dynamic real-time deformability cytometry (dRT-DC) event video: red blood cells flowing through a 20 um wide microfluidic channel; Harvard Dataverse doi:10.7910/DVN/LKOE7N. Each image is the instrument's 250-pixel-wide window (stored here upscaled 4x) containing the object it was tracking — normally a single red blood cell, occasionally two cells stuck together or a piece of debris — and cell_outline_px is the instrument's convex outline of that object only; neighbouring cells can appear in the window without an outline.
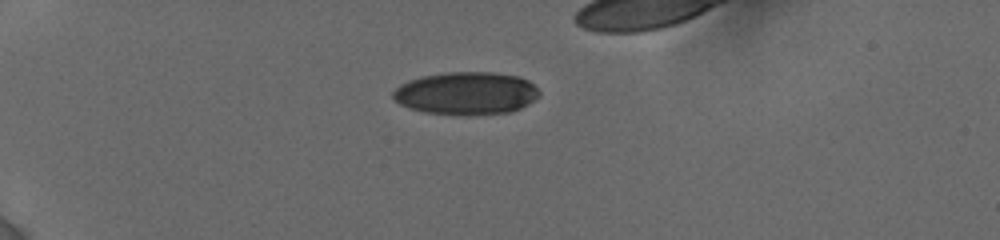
{"species": "human", "species_latin": "Homo sapiens", "temperature_condition": "cold", "stored_images_in_passage": 35, "camera_frame_rate_fps": 3000, "um_per_image_px": 0.085, "donor": {"sex": "female"}, "frame": {"image": 1, "passage_image": 1, "time_ms": 0.0, "image_size_px": [1000, 240], "cell_outline_px": [[540, 92], [532, 100], [520, 108], [508, 112], [468, 116], [424, 112], [400, 104], [392, 96], [392, 92], [400, 84], [408, 80], [424, 76], [448, 72], [492, 72], [516, 76], [528, 80]], "centroid_in_image_um": [39.6, 7.93], "position_along_channel_um": 45.4, "area_um2": 36.18}}
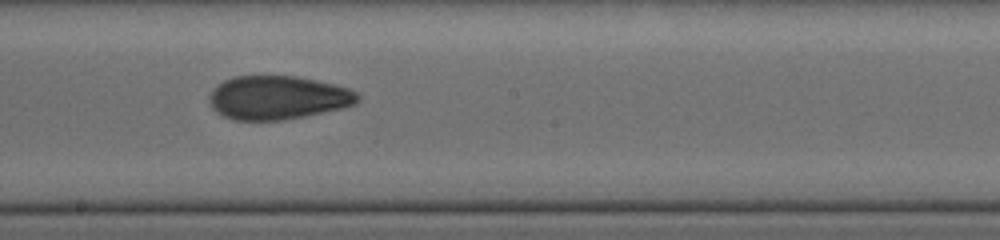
{"frame": {"image": 2, "passage_image": 23, "time_ms": 6.0, "image_size_px": [1000, 240], "cell_outline_px": [[360, 100], [356, 104], [344, 108], [284, 120], [232, 120], [216, 112], [212, 108], [208, 100], [208, 96], [212, 88], [224, 80], [236, 76], [296, 76], [316, 80], [348, 88], [356, 92], [360, 96]], "centroid_in_image_um": [23.59, 8.3], "position_along_channel_um": 224.6, "area_um2": 37.97}}
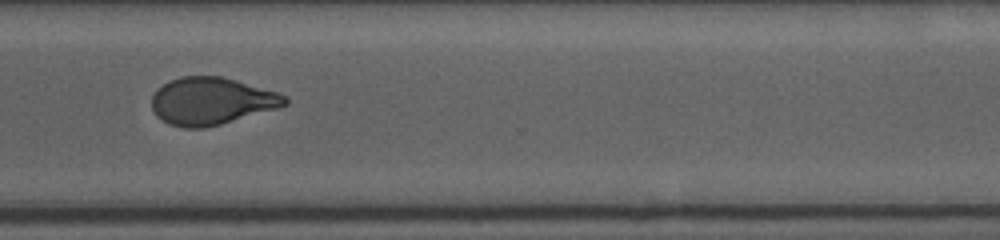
{"frame": {"image": 3, "passage_image": 34, "time_ms": 9.333, "image_size_px": [1000, 240], "cell_outline_px": [[288, 104], [280, 108], [220, 124], [204, 128], [184, 128], [168, 124], [156, 116], [152, 108], [152, 96], [156, 88], [168, 80], [180, 76], [220, 76], [276, 92], [288, 96]], "centroid_in_image_um": [17.95, 8.6], "position_along_channel_um": 352.7, "area_um2": 36.88}}